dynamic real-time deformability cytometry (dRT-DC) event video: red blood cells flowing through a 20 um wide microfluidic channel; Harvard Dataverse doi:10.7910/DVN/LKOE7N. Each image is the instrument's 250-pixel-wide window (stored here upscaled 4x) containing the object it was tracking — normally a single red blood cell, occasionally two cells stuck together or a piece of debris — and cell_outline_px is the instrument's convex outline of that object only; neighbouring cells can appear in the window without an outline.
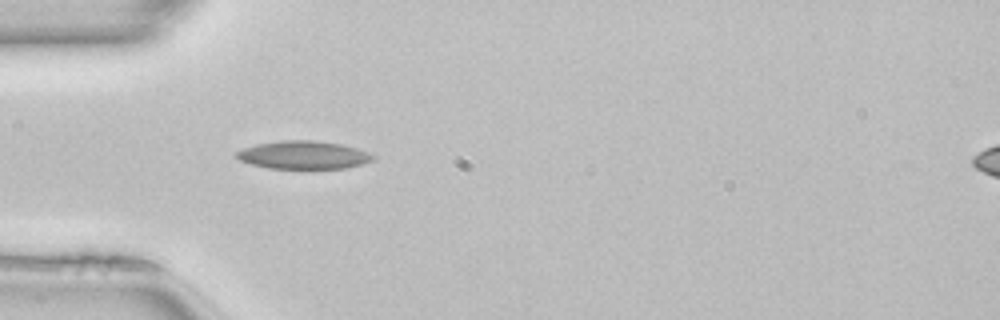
{"species": "common noctule bat (a hibernating species)", "species_latin": "Nyctalus noctula", "temperature_condition": "room temperature", "stored_images_in_passage": 36, "camera_frame_rate_fps": 3000, "um_per_image_px": 0.085, "animal": {"sex": "female", "body_mass_g": 22.7, "forearm_length_mm": 54.2}, "frame": {"image": 1, "passage_image": 1, "time_ms": 0.0, "image_size_px": [1000, 320], "cell_outline_px": [[376, 160], [364, 164], [348, 168], [268, 168], [252, 164], [240, 160], [236, 156], [236, 152], [244, 148], [256, 144], [280, 140], [312, 140], [340, 144], [356, 148], [368, 152], [376, 156]], "centroid_in_image_um": [25.85, 13.17], "position_along_channel_um": 59.2, "area_um2": 22.31}}
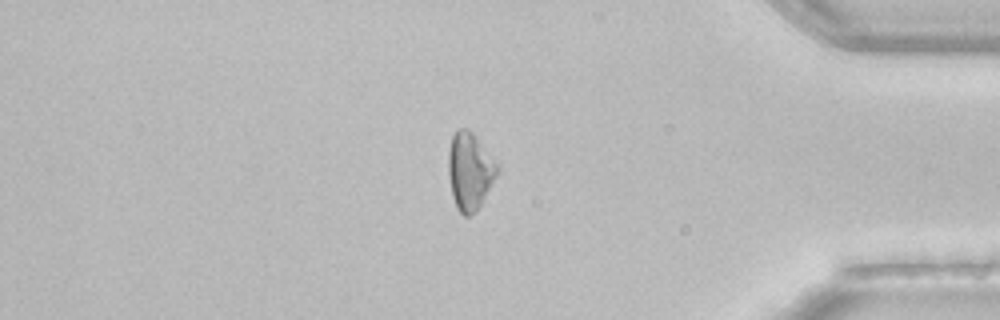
{"frame": {"image": 2, "passage_image": 28, "time_ms": 9.0, "image_size_px": [1000, 320], "cell_outline_px": [[500, 168], [496, 176], [476, 212], [468, 216], [464, 216], [456, 208], [452, 196], [448, 176], [448, 152], [452, 136], [456, 128], [468, 128], [472, 132], [500, 164]], "centroid_in_image_um": [39.93, 14.52], "position_along_channel_um": 395.3, "area_um2": 22.31}, "authors_computed_cell_mechanics": {"area_um2": 20.8947, "velocity_mm_per_s": 4.1153, "shape_relaxation_time_tau1_ms": null, "shape_relaxation_time_tau2_ms": 4.0826, "deformation_change_tau1": null, "deformation_change_tau2": 0.1226}}